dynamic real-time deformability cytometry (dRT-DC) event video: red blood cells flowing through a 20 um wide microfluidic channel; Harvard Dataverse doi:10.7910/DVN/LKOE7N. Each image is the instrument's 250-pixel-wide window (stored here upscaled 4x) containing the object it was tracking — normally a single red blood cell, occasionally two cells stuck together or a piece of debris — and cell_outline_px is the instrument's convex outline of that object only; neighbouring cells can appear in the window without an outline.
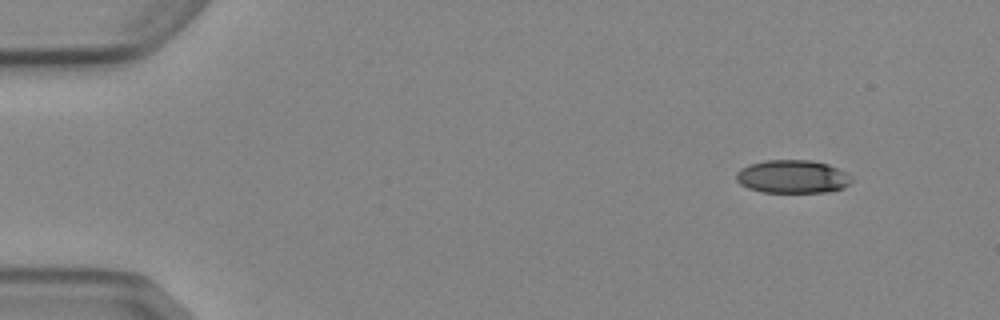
{"species": "Egyptian fruit bat (a non-hibernating species)", "species_latin": "Rousettus aegyptiacus", "temperature_condition": "cold", "stored_images_in_passage": 4, "camera_frame_rate_fps": 3000, "um_per_image_px": 0.085, "animal": {"sex": "female"}, "frame": {"image": 1, "passage_image": 1, "time_ms": 0.0, "image_size_px": [1000, 320], "cell_outline_px": [[852, 180], [844, 188], [828, 192], [764, 192], [748, 188], [740, 184], [736, 180], [736, 172], [740, 168], [748, 164], [764, 160], [812, 160], [828, 164], [852, 176]], "centroid_in_image_um": [67.34, 15.01], "position_along_channel_um": 17.7, "area_um2": 22.43}}
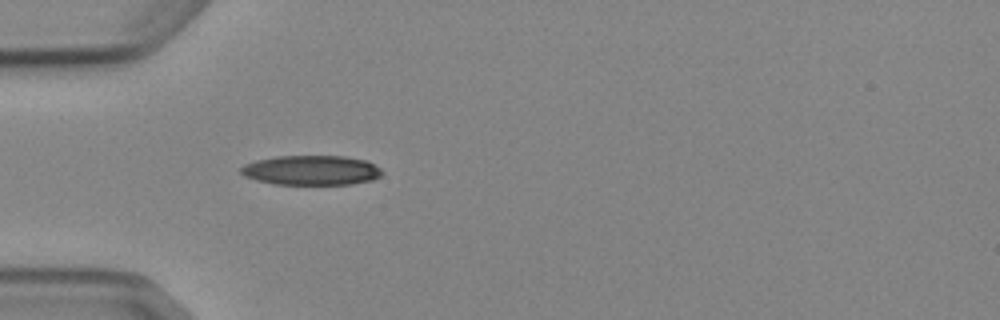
{"frame": {"image": 2, "passage_image": 4, "time_ms": 3.667, "image_size_px": [1000, 320], "cell_outline_px": [[384, 172], [380, 176], [372, 180], [352, 184], [272, 184], [256, 180], [244, 176], [240, 172], [240, 168], [244, 164], [256, 160], [276, 156], [344, 156], [364, 160], [380, 168]], "centroid_in_image_um": [26.43, 14.47], "position_along_channel_um": 58.6, "area_um2": 24.45}}